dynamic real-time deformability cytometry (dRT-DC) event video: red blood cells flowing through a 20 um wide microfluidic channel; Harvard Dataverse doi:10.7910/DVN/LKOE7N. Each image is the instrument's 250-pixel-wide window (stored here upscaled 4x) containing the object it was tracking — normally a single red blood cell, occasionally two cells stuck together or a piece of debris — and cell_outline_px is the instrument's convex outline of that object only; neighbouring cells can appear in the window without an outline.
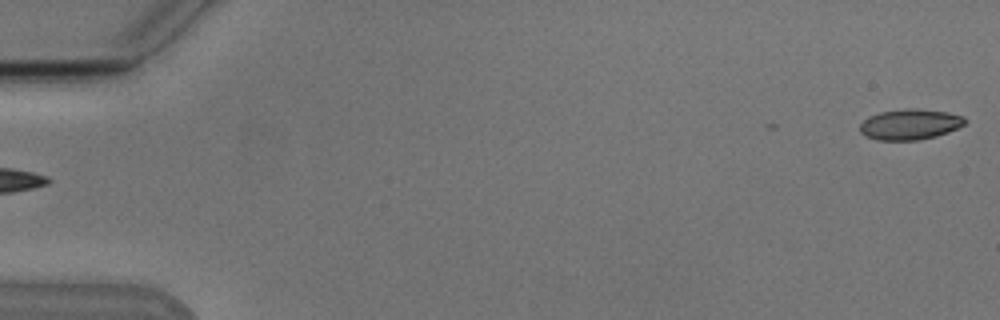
{"species": "Egyptian fruit bat (a non-hibernating species)", "species_latin": "Rousettus aegyptiacus", "temperature_condition": "cold", "stored_images_in_passage": 5, "segment_of_instrument_passage": [2, 2], "camera_frame_rate_fps": 3000, "um_per_image_px": 0.085, "animal": {"sex": "male"}, "frame": {"image": 1, "passage_image": 5, "time_ms": 4.333, "image_size_px": [1000, 320], "cell_outline_px": [[968, 120], [964, 124], [948, 132], [936, 136], [920, 140], [876, 140], [860, 132], [860, 124], [868, 116], [880, 112], [912, 108], [916, 108], [948, 112], [964, 116]], "centroid_in_image_um": [77.37, 10.57], "position_along_channel_um": 7.6, "area_um2": 18.73}}